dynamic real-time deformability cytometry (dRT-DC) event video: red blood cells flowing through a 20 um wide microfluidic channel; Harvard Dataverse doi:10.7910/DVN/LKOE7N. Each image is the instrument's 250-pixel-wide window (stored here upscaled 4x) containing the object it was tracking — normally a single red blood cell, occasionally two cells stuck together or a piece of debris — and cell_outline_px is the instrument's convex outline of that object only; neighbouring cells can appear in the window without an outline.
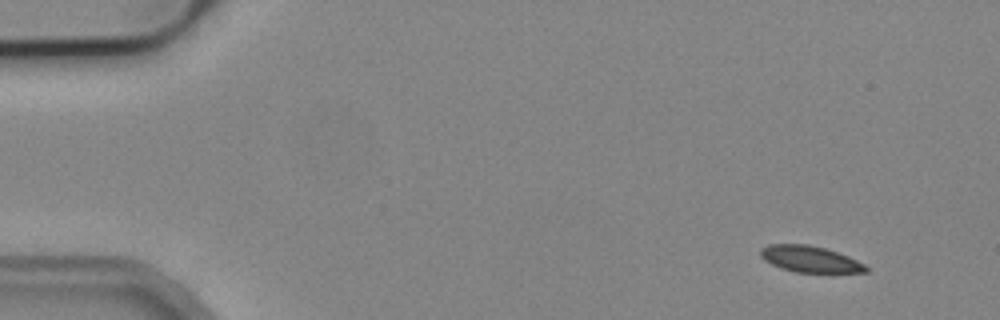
{"species": "common noctule bat (a hibernating species)", "species_latin": "Nyctalus noctula", "temperature_condition": "cold", "stored_images_in_passage": 6, "camera_frame_rate_fps": 3000, "um_per_image_px": 0.085, "animal": {"sex": "male", "body_mass_g": 19.2, "forearm_length_mm": 51.8}, "frame": {"image": 1, "passage_image": 1, "time_ms": 0.0, "image_size_px": [1000, 320], "cell_outline_px": [[868, 272], [832, 276], [796, 272], [780, 268], [764, 260], [760, 256], [760, 248], [768, 244], [808, 244], [824, 248], [848, 256], [864, 264], [868, 268]], "centroid_in_image_um": [68.92, 22.09], "position_along_channel_um": 16.1, "area_um2": 17.11}}
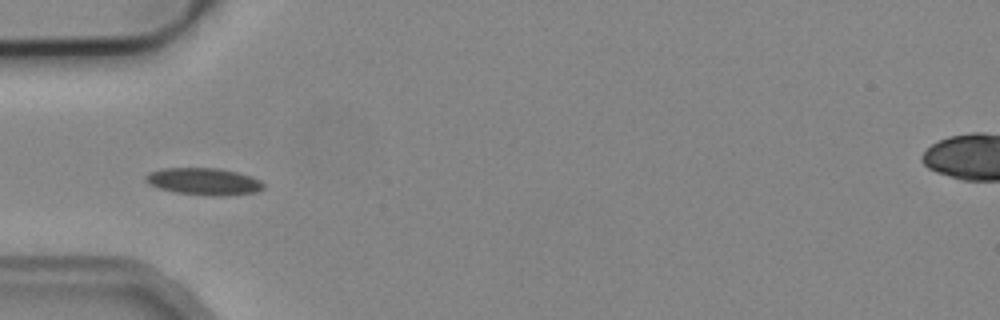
{"frame": {"image": 2, "passage_image": 4, "time_ms": 4.333, "image_size_px": [1000, 320], "cell_outline_px": [[264, 188], [256, 192], [224, 196], [212, 196], [176, 192], [160, 188], [148, 184], [144, 180], [144, 176], [148, 172], [164, 168], [220, 168], [252, 176], [260, 180], [264, 184]], "centroid_in_image_um": [17.32, 15.42], "position_along_channel_um": 67.7, "area_um2": 18.67}}